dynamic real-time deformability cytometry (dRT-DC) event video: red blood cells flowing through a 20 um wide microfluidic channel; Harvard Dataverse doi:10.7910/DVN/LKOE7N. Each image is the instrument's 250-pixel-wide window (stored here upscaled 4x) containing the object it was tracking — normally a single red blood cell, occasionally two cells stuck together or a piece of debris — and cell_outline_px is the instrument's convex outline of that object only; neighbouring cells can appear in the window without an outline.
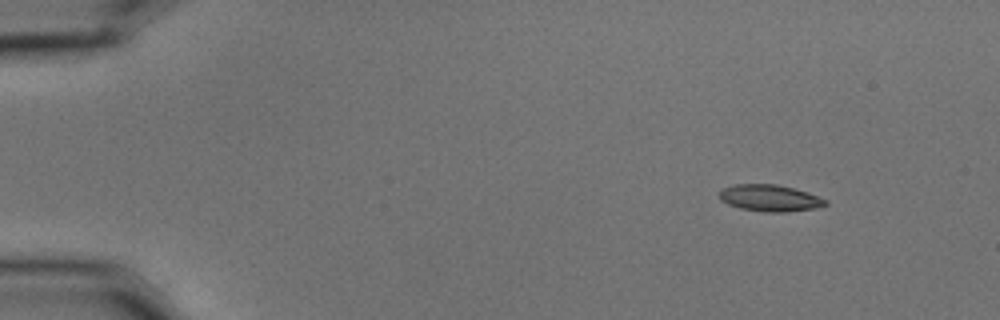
{"species": "common noctule bat (a hibernating species)", "species_latin": "Nyctalus noctula", "temperature_condition": "cold", "stored_images_in_passage": 5, "camera_frame_rate_fps": 3000, "um_per_image_px": 0.085, "animal": {"sex": "male", "body_mass_g": 15.6}, "frame": {"image": 1, "passage_image": 1, "time_ms": 0.0, "image_size_px": [1000, 320], "cell_outline_px": [[828, 204], [816, 208], [788, 212], [764, 212], [740, 208], [728, 204], [720, 200], [720, 192], [724, 188], [732, 184], [776, 184], [808, 192], [828, 200]], "centroid_in_image_um": [65.46, 16.84], "position_along_channel_um": 19.5, "area_um2": 16.53}}
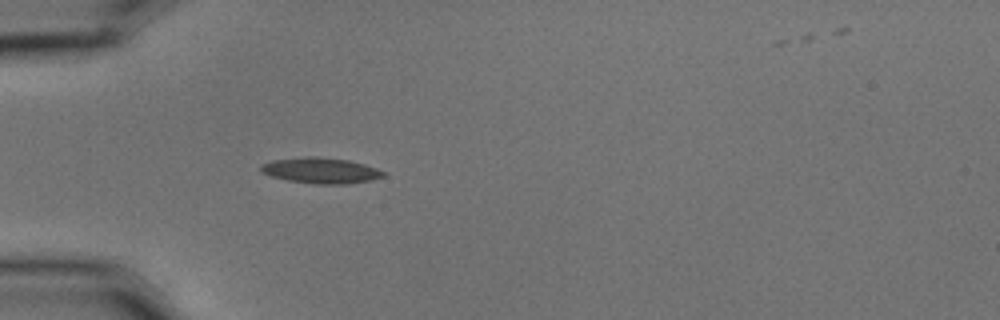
{"frame": {"image": 2, "passage_image": 4, "time_ms": 1.0, "image_size_px": [1000, 320], "cell_outline_px": [[384, 176], [368, 180], [344, 184], [316, 184], [288, 180], [272, 176], [264, 172], [260, 168], [260, 164], [272, 160], [308, 156], [316, 156], [348, 160], [364, 164], [376, 168], [384, 172]], "centroid_in_image_um": [27.24, 14.48], "position_along_channel_um": 57.8, "area_um2": 18.09}}